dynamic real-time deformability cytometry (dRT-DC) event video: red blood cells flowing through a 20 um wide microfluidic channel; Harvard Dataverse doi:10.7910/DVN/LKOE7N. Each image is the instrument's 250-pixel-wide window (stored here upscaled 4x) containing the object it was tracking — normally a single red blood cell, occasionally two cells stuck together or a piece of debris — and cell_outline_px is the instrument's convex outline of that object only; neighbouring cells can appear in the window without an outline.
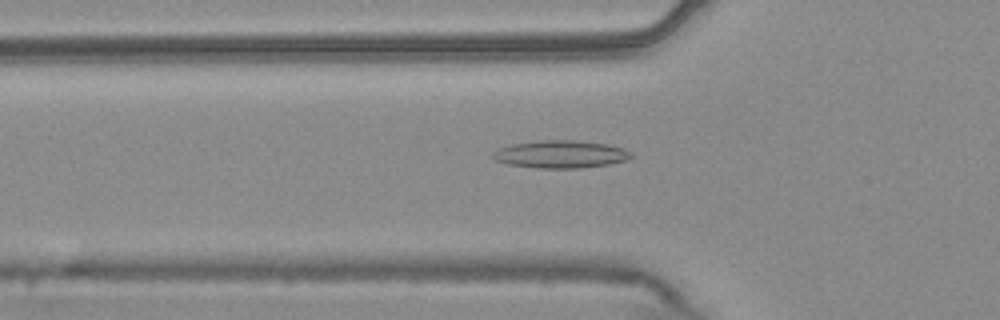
{"species": "common noctule bat (a hibernating species)", "species_latin": "Nyctalus noctula", "temperature_condition": "warm", "stored_images_in_passage": 46, "camera_frame_rate_fps": 3000, "um_per_image_px": 0.085, "animal": {"sex": "male", "body_mass_g": 20.4}, "frame": {"image": 1, "passage_image": 10, "time_ms": 3.0, "image_size_px": [1000, 320], "cell_outline_px": [[632, 156], [624, 160], [608, 164], [580, 168], [536, 168], [508, 164], [496, 160], [492, 156], [492, 152], [500, 148], [512, 144], [540, 140], [576, 140], [608, 144], [632, 152]], "centroid_in_image_um": [47.63, 13.11], "position_along_channel_um": 78.2, "area_um2": 22.08}}
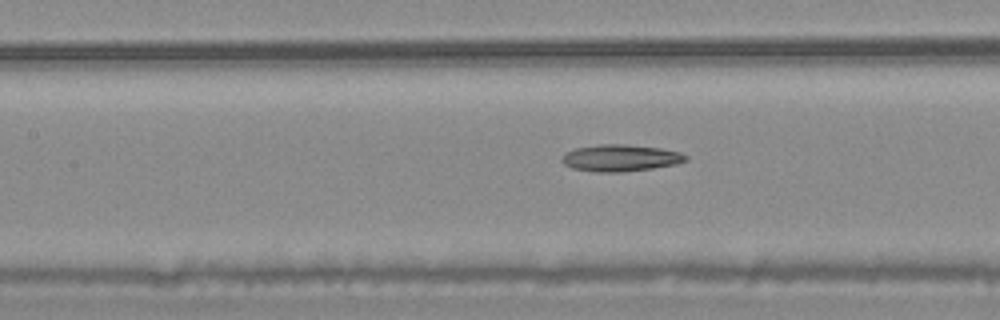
{"frame": {"image": 2, "passage_image": 16, "time_ms": 5.0, "image_size_px": [1000, 320], "cell_outline_px": [[688, 160], [676, 164], [652, 168], [620, 172], [596, 172], [572, 168], [564, 164], [560, 160], [568, 152], [576, 148], [600, 144], [624, 144], [660, 148], [680, 152], [688, 156]], "centroid_in_image_um": [52.76, 13.43], "position_along_channel_um": 154.6, "area_um2": 19.19}}
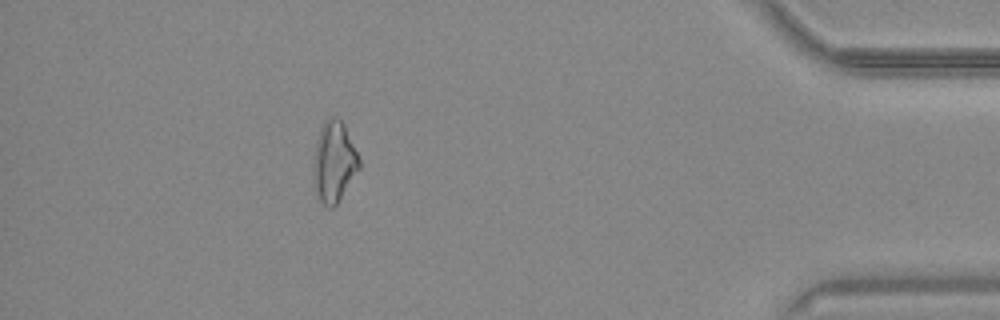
{"frame": {"image": 3, "passage_image": 40, "time_ms": 13.0, "image_size_px": [1000, 320], "cell_outline_px": [[360, 168], [336, 204], [332, 208], [328, 208], [320, 200], [316, 188], [316, 144], [320, 128], [324, 120], [332, 116], [336, 116], [344, 124], [360, 160]], "centroid_in_image_um": [28.44, 13.71], "position_along_channel_um": 406.8, "area_um2": 20.58}}